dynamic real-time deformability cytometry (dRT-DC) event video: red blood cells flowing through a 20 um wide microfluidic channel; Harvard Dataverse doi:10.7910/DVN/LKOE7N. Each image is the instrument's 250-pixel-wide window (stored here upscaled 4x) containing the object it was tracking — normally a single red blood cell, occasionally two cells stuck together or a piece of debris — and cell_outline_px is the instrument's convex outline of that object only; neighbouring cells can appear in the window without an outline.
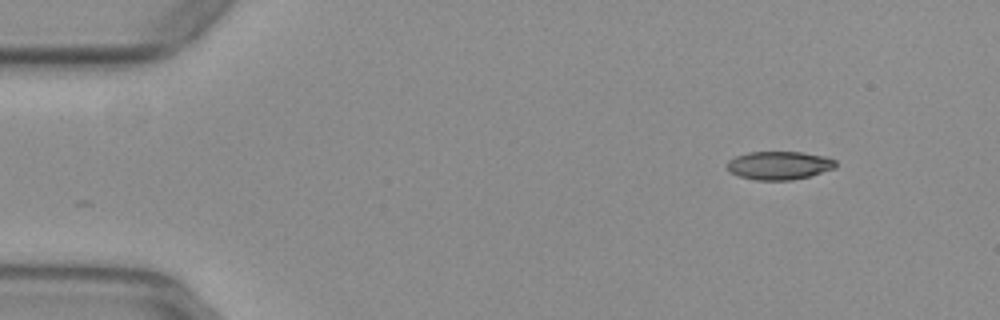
{"species": "common noctule bat (a hibernating species)", "species_latin": "Nyctalus noctula", "temperature_condition": "warm", "stored_images_in_passage": 48, "camera_frame_rate_fps": 3000, "um_per_image_px": 0.085, "animal": {"sex": "female", "body_mass_g": 29.2, "forearm_length_mm": 56.3}, "frame": {"image": 1, "passage_image": 1, "time_ms": 0.0, "image_size_px": [1000, 320], "cell_outline_px": [[836, 168], [808, 176], [792, 180], [756, 180], [740, 176], [732, 172], [728, 168], [728, 160], [736, 156], [748, 152], [800, 152], [824, 156], [836, 160]], "centroid_in_image_um": [66.25, 14.05], "position_along_channel_um": 18.8, "area_um2": 17.74}}
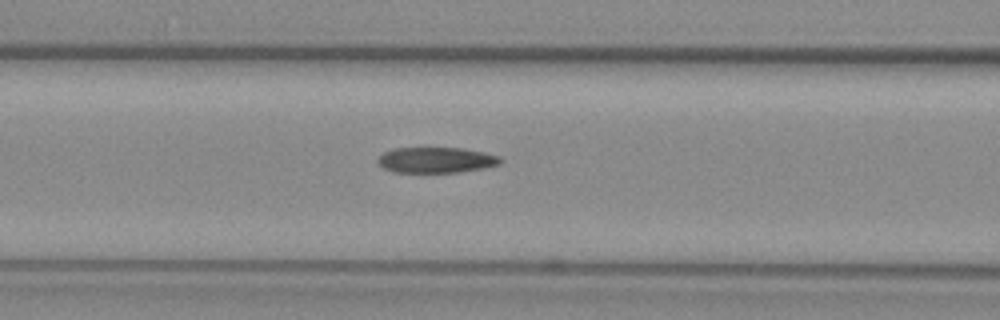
{"frame": {"image": 2, "passage_image": 17, "time_ms": 5.333, "image_size_px": [1000, 320], "cell_outline_px": [[500, 164], [484, 168], [460, 172], [392, 172], [384, 168], [376, 160], [384, 152], [392, 148], [464, 148], [484, 152], [500, 156]], "centroid_in_image_um": [37.07, 13.6], "position_along_channel_um": 129.5, "area_um2": 18.32}}
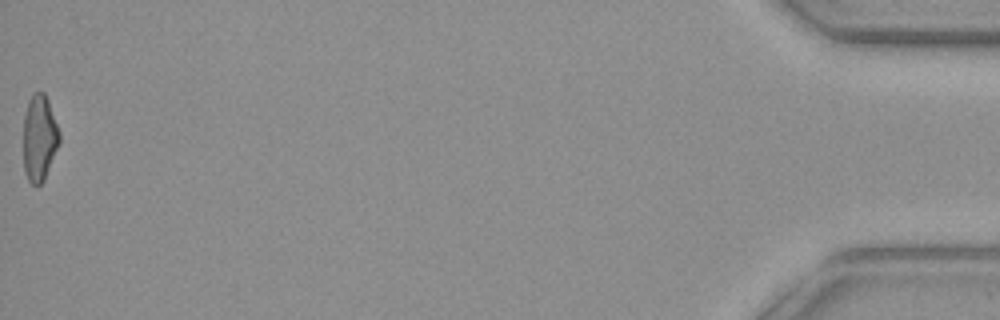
{"frame": {"image": 3, "passage_image": 48, "time_ms": 15.667, "image_size_px": [1000, 320], "cell_outline_px": [[60, 140], [44, 180], [40, 184], [32, 184], [28, 180], [24, 172], [24, 116], [28, 100], [32, 92], [44, 92], [48, 100], [60, 132]], "centroid_in_image_um": [3.34, 11.7], "position_along_channel_um": 431.9, "area_um2": 18.03}, "authors_computed_cell_mechanics": {"area_um2": 18.9584, "velocity_mm_per_s": 3.9495, "shape_relaxation_time_tau1_ms": 9.3597, "shape_relaxation_time_tau2_ms": 2.9436, "deformation_change_tau1": 0.2513, "deformation_change_tau2": 0.124}}